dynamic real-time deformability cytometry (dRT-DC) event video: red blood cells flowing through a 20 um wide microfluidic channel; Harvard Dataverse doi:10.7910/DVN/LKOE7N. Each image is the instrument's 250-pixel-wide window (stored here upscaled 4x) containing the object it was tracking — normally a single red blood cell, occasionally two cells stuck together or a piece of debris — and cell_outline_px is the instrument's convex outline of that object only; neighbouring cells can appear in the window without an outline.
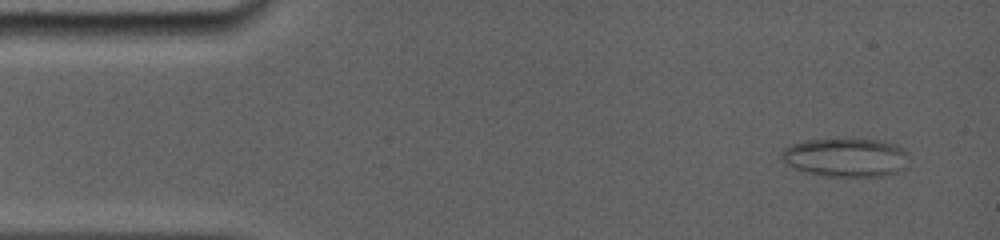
{"species": "common noctule bat (a hibernating species)", "species_latin": "Nyctalus noctula", "temperature_condition": "room temperature", "stored_images_in_passage": 29, "camera_frame_rate_fps": 5000, "um_per_image_px": 0.085, "animal": {"sex": "female", "body_mass_g": 19.0, "forearm_length_mm": 56.7}, "frame": {"image": 1, "passage_image": 2, "time_ms": 0.8, "image_size_px": [1000, 240], "cell_outline_px": [[904, 168], [896, 172], [880, 176], [824, 176], [804, 172], [792, 168], [780, 160], [780, 152], [784, 148], [792, 144], [804, 140], [848, 136], [876, 140], [892, 144], [904, 148]], "centroid_in_image_um": [71.76, 13.34], "position_along_channel_um": 13.2, "area_um2": 29.3}}
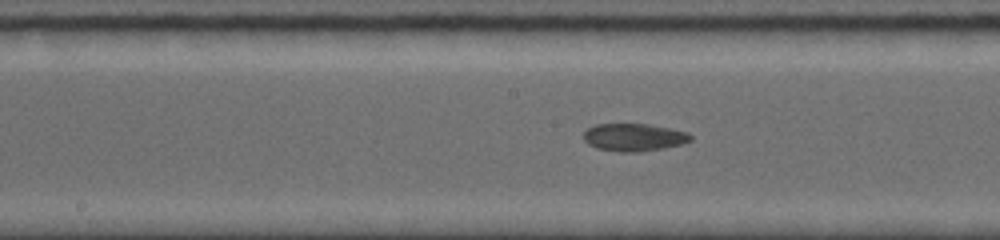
{"frame": {"image": 2, "passage_image": 19, "time_ms": 8.0, "image_size_px": [1000, 240], "cell_outline_px": [[692, 140], [680, 144], [664, 148], [640, 152], [620, 152], [596, 148], [588, 144], [584, 140], [584, 132], [588, 128], [596, 124], [648, 124], [688, 132], [692, 136]], "centroid_in_image_um": [53.87, 11.67], "position_along_channel_um": 194.3, "area_um2": 17.22}}
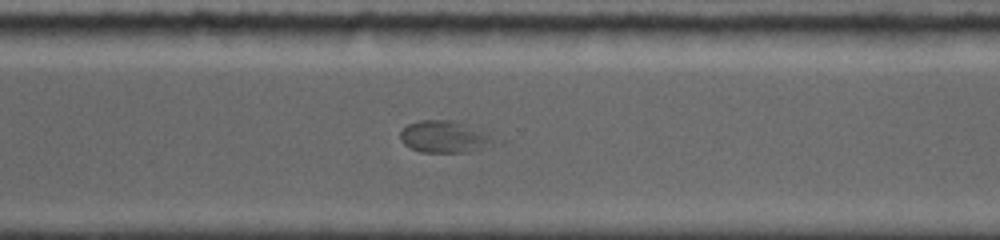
{"frame": {"image": 3, "passage_image": 29, "time_ms": 11.6, "image_size_px": [1000, 240], "cell_outline_px": [[508, 140], [500, 144], [468, 152], [420, 152], [404, 144], [400, 140], [400, 132], [408, 124], [420, 120], [452, 120], [472, 124]], "centroid_in_image_um": [38.03, 11.62], "position_along_channel_um": 332.6, "area_um2": 18.67}}